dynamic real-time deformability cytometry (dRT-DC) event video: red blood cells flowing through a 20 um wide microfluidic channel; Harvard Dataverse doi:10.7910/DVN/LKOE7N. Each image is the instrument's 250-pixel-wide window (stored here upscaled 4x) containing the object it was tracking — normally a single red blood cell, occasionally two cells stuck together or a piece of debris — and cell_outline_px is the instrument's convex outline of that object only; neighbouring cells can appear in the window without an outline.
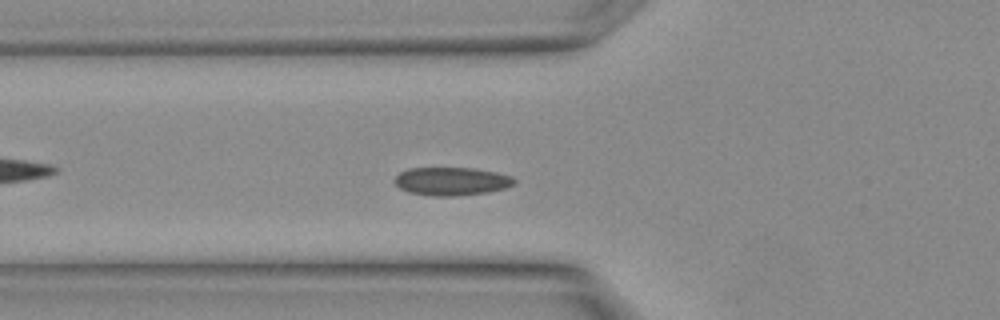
{"species": "Egyptian fruit bat (a non-hibernating species)", "species_latin": "Rousettus aegyptiacus", "temperature_condition": "warm", "stored_images_in_passage": 28, "camera_frame_rate_fps": 3000, "um_per_image_px": 0.085, "animal": {"sex": "female"}, "frame": {"image": 1, "passage_image": 9, "time_ms": 2.667, "image_size_px": [1000, 320], "cell_outline_px": [[516, 180], [512, 184], [504, 188], [488, 192], [456, 196], [432, 196], [408, 192], [400, 188], [396, 184], [396, 176], [400, 172], [408, 168], [472, 168], [496, 172], [512, 176]], "centroid_in_image_um": [38.37, 15.41], "position_along_channel_um": 87.4, "area_um2": 19.54}}